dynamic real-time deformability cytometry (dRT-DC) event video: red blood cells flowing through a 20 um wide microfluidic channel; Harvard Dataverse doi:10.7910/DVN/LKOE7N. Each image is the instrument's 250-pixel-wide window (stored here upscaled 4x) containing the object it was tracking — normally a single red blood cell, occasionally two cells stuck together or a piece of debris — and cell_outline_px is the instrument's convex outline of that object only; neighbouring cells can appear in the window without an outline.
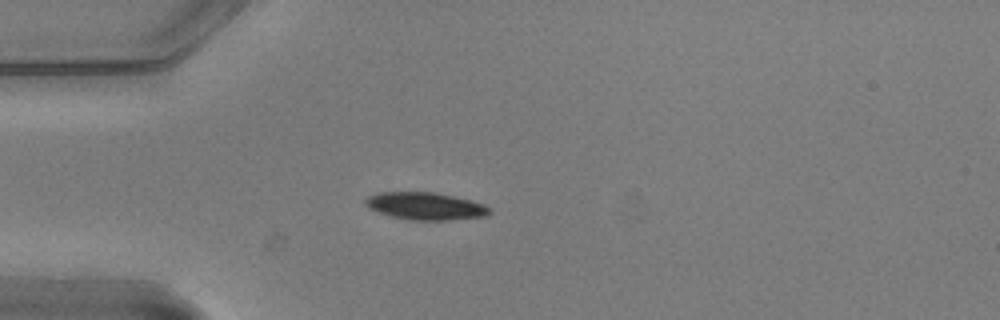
{"species": "common noctule bat (a hibernating species)", "species_latin": "Nyctalus noctula", "temperature_condition": "warm", "stored_images_in_passage": 3, "camera_frame_rate_fps": 3000, "um_per_image_px": 0.085, "animal": {"sex": "male", "body_mass_g": 20.5, "forearm_length_mm": 52.5}, "frame": {"image": 1, "passage_image": 3, "time_ms": 0.667, "image_size_px": [1000, 320], "cell_outline_px": [[492, 212], [484, 216], [448, 220], [408, 220], [392, 216], [368, 208], [364, 204], [364, 200], [368, 196], [376, 192], [436, 192], [472, 200], [484, 204], [492, 208]], "centroid_in_image_um": [36.17, 17.51], "position_along_channel_um": 48.8, "area_um2": 20.0}}